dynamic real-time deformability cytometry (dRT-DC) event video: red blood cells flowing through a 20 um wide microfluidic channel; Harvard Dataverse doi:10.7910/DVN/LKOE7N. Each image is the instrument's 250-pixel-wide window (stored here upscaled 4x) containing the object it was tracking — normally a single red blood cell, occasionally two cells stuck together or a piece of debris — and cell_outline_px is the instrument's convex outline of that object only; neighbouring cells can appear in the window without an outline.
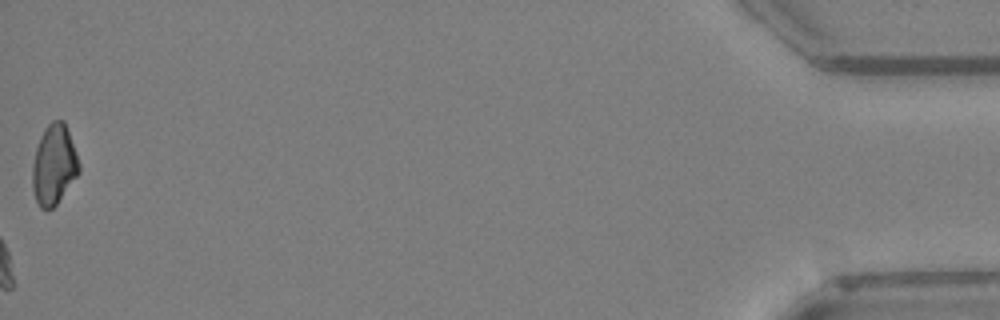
{"species": "Egyptian fruit bat (a non-hibernating species)", "species_latin": "Rousettus aegyptiacus", "temperature_condition": "warm", "stored_images_in_passage": 36, "camera_frame_rate_fps": 3000, "um_per_image_px": 0.085, "animal": {"sex": "female"}, "frame": {"image": 1, "passage_image": 36, "time_ms": 11.667, "image_size_px": [1000, 320], "cell_outline_px": [[80, 172], [56, 204], [52, 208], [40, 208], [36, 200], [32, 188], [32, 164], [36, 148], [40, 136], [44, 128], [52, 120], [64, 120], [76, 152], [80, 164]], "centroid_in_image_um": [4.58, 13.98], "position_along_channel_um": 430.6, "area_um2": 21.73}}